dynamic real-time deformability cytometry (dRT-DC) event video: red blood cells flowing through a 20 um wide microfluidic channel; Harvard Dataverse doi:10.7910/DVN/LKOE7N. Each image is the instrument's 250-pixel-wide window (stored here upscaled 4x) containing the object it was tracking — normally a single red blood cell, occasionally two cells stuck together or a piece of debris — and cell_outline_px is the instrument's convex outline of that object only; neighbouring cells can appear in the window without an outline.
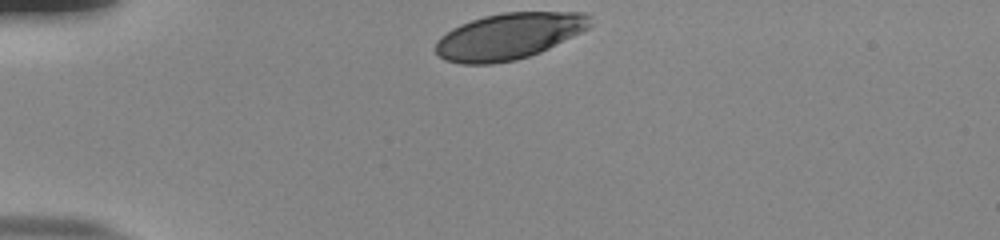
{"species": "human", "species_latin": "Homo sapiens", "temperature_condition": "room temperature", "stored_images_in_passage": 33, "camera_frame_rate_fps": 3000, "um_per_image_px": 0.085, "donor": {"sex": "male"}, "frame": {"image": 1, "passage_image": 1, "time_ms": 0.0, "image_size_px": [1000, 240], "cell_outline_px": [[592, 24], [588, 28], [540, 52], [516, 60], [492, 64], [460, 64], [444, 60], [436, 52], [436, 40], [440, 36], [452, 28], [460, 24], [484, 16], [504, 12], [584, 12], [592, 16]], "centroid_in_image_um": [43.24, 3.07], "position_along_channel_um": 41.8, "area_um2": 41.67}}
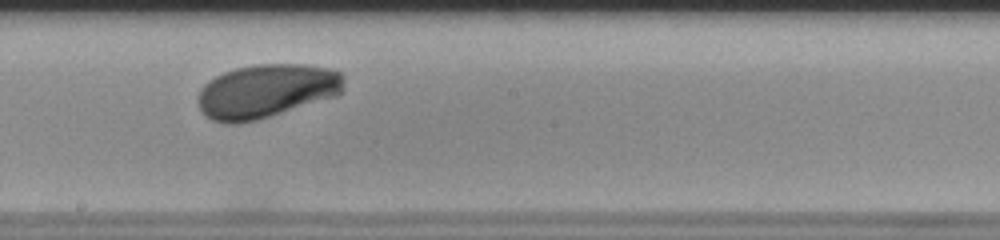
{"frame": {"image": 2, "passage_image": 19, "time_ms": 6.0, "image_size_px": [1000, 240], "cell_outline_px": [[344, 84], [340, 92], [336, 96], [256, 120], [236, 124], [224, 124], [212, 120], [204, 116], [200, 112], [196, 100], [196, 96], [200, 88], [208, 80], [224, 72], [236, 68], [256, 64], [304, 64], [328, 68], [340, 72], [344, 76]], "centroid_in_image_um": [22.57, 7.74], "position_along_channel_um": 225.6, "area_um2": 46.07}}
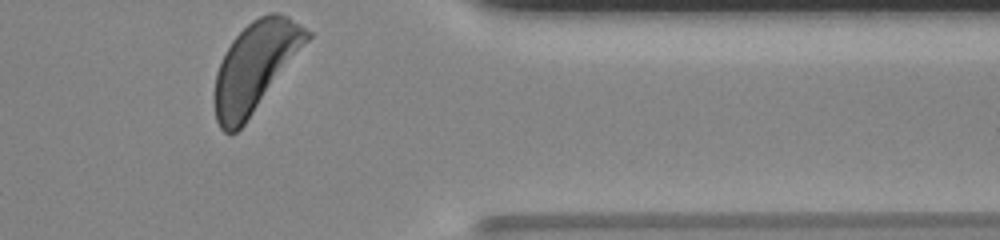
{"frame": {"image": 3, "passage_image": 33, "time_ms": 10.667, "image_size_px": [1000, 240], "cell_outline_px": [[312, 36], [244, 124], [236, 132], [224, 132], [220, 128], [216, 120], [212, 100], [212, 96], [216, 72], [224, 52], [232, 40], [252, 20], [268, 12], [280, 12], [288, 16], [312, 32]], "centroid_in_image_um": [21.66, 5.65], "position_along_channel_um": 389.7, "area_um2": 47.8}, "authors_computed_cell_mechanics": {"area_um2": 45.084, "velocity_mm_per_s": 3.7698, "shape_relaxation_time_tau1_ms": 3.2497, "shape_relaxation_time_tau2_ms": null, "deformation_change_tau1": 0.1481, "deformation_change_tau2": null}}